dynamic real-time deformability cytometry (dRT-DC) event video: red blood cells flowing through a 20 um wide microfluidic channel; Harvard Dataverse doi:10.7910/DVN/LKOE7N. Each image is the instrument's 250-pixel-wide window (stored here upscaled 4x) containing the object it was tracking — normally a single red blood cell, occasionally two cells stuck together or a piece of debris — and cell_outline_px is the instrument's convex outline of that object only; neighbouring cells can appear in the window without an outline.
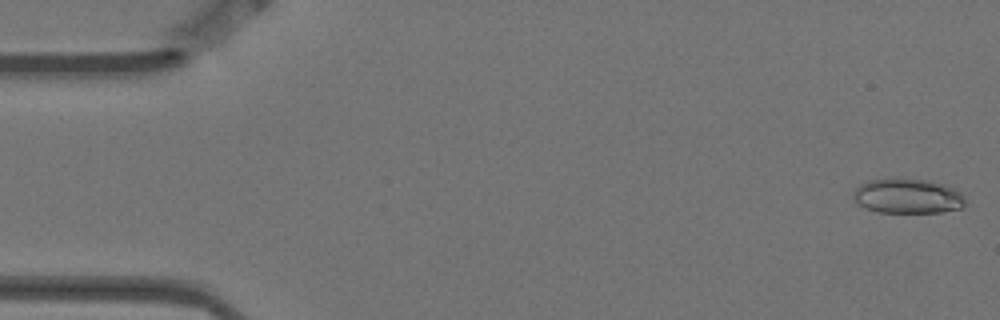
{"species": "Egyptian fruit bat (a non-hibernating species)", "species_latin": "Rousettus aegyptiacus", "temperature_condition": "warm", "stored_images_in_passage": 5, "camera_frame_rate_fps": 3000, "um_per_image_px": 0.085, "animal": {"sex": "female"}, "frame": {"image": 1, "passage_image": 1, "time_ms": 0.0, "image_size_px": [1000, 320], "cell_outline_px": [[964, 204], [960, 208], [940, 212], [876, 212], [864, 208], [856, 204], [852, 196], [856, 188], [860, 184], [868, 180], [928, 180], [944, 184], [960, 192], [964, 196]], "centroid_in_image_um": [77.11, 16.69], "position_along_channel_um": 7.9, "area_um2": 22.37}}